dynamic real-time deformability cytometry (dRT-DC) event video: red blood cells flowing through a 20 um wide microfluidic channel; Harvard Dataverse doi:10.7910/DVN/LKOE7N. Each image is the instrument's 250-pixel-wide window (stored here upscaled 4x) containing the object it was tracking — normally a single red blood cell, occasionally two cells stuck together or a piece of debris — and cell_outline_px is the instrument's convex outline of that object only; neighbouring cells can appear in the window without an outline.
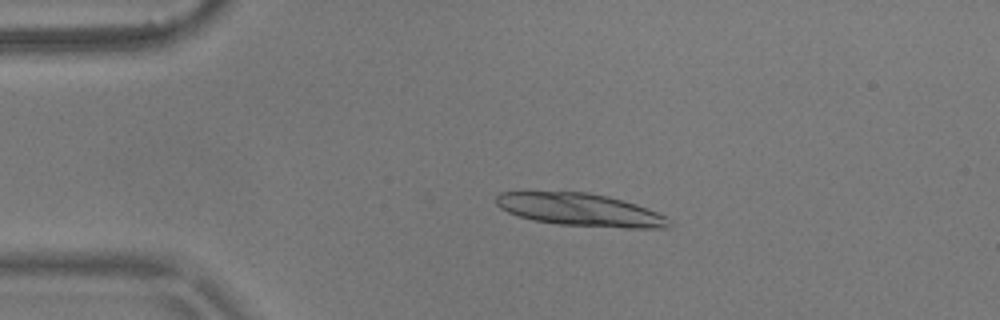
{"species": "common noctule bat (a hibernating species)", "species_latin": "Nyctalus noctula", "temperature_condition": "warm", "stored_images_in_passage": 4, "camera_frame_rate_fps": 3000, "um_per_image_px": 0.085, "animal": {"sex": "male", "body_mass_g": 17.9}, "frame": {"image": 1, "passage_image": 2, "time_ms": 0.333, "image_size_px": [1000, 320], "cell_outline_px": [[672, 224], [668, 228], [624, 228], [560, 224], [532, 220], [508, 212], [500, 208], [496, 204], [496, 196], [500, 192], [588, 192], [608, 196], [636, 204], [656, 212], [664, 216]], "centroid_in_image_um": [49.32, 17.83], "position_along_channel_um": 35.7, "area_um2": 32.66}}